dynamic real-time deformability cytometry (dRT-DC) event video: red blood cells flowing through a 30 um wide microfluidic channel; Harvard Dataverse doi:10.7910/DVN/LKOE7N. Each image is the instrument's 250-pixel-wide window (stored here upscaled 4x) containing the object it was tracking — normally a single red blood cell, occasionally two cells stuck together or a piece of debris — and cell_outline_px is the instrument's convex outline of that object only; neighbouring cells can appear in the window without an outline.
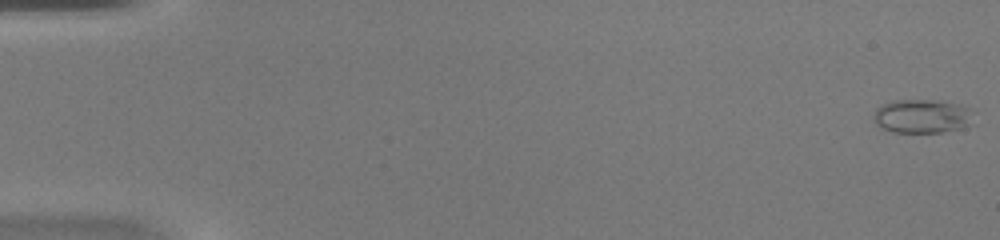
{"species": "common noctule bat (a hibernating species)", "species_latin": "Nyctalus noctula", "temperature_condition": "warm", "stored_images_in_passage": 50, "camera_frame_rate_fps": 3000, "um_per_image_px": 0.085, "animal": {"sex": "female", "body_mass_g": 20.0, "forearm_length_mm": 54.0}, "frame": {"image": 1, "passage_image": 1, "time_ms": 0.0, "image_size_px": [1000, 240], "cell_outline_px": [[976, 112], [972, 124], [960, 128], [944, 132], [896, 132], [880, 128], [872, 120], [872, 116], [876, 108], [892, 100], [940, 100], [960, 104]], "centroid_in_image_um": [78.41, 9.87], "position_along_channel_um": 6.6, "area_um2": 20.17}}
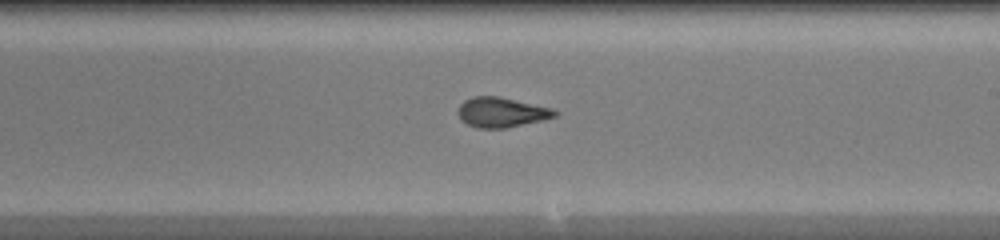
{"frame": {"image": 2, "passage_image": 30, "time_ms": 9.667, "image_size_px": [1000, 240], "cell_outline_px": [[560, 112], [556, 116], [540, 120], [504, 128], [476, 128], [460, 120], [456, 112], [460, 104], [464, 100], [472, 96], [496, 96], [552, 108]], "centroid_in_image_um": [42.57, 9.54], "position_along_channel_um": 246.4, "area_um2": 16.76}}
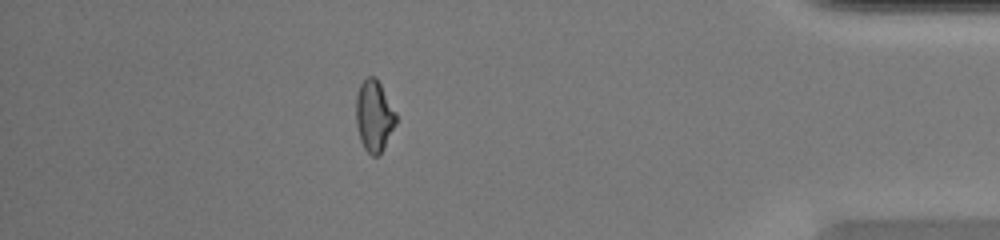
{"frame": {"image": 3, "passage_image": 44, "time_ms": 14.333, "image_size_px": [1000, 240], "cell_outline_px": [[396, 124], [380, 156], [372, 156], [364, 148], [360, 140], [356, 124], [356, 96], [360, 84], [368, 76], [376, 76], [396, 112]], "centroid_in_image_um": [31.8, 9.86], "position_along_channel_um": 403.4, "area_um2": 16.76}, "authors_computed_cell_mechanics": {"area_um2": 17.0799, "velocity_mm_per_s": 4.2309, "shape_relaxation_time_tau1_ms": 5.4851, "shape_relaxation_time_tau2_ms": 0.8077, "deformation_change_tau1": 0.1995, "deformation_change_tau2": 0.0725}}